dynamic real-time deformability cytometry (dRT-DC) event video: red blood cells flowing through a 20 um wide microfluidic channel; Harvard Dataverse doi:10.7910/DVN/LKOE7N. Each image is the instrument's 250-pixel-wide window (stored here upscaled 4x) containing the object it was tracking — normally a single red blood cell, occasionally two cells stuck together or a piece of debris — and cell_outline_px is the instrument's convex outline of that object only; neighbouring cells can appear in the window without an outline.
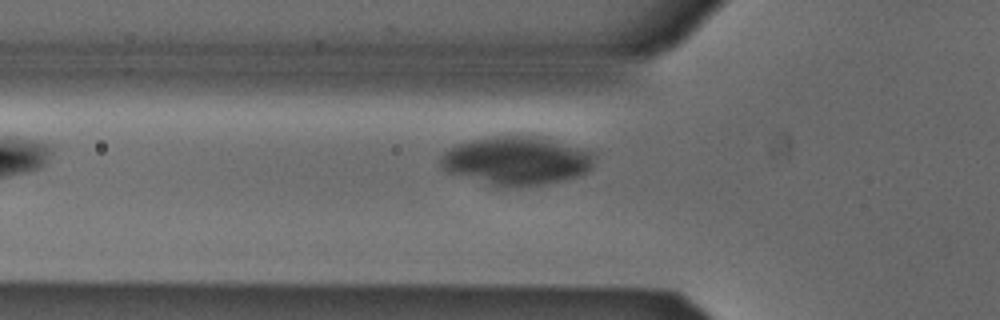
{"species": "Egyptian fruit bat (a non-hibernating species)", "species_latin": "Rousettus aegyptiacus", "temperature_condition": "cold", "stored_images_in_passage": 5, "camera_frame_rate_fps": 3000, "um_per_image_px": 0.085, "animal": {"sex": "male"}, "frame": {"image": 1, "passage_image": 5, "time_ms": 1.333, "image_size_px": [1000, 320], "cell_outline_px": [[596, 156], [592, 168], [588, 172], [580, 176], [548, 184], [492, 184], [448, 172], [440, 168], [440, 156], [444, 152], [460, 144], [472, 140], [504, 132], [528, 132], [548, 136], [596, 152]], "centroid_in_image_um": [44.03, 13.55], "position_along_channel_um": 81.8, "area_um2": 44.62}}